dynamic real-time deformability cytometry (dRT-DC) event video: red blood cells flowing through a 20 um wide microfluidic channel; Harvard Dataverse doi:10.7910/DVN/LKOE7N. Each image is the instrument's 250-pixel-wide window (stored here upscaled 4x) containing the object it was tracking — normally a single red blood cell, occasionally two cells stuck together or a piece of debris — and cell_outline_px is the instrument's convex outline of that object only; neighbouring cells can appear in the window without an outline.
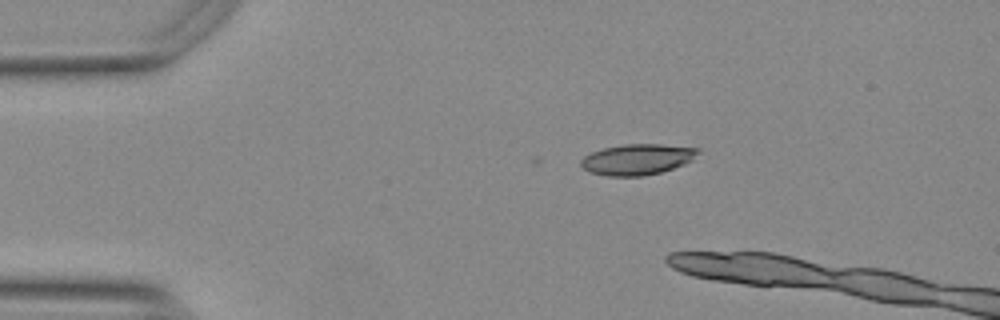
{"species": "Egyptian fruit bat (a non-hibernating species)", "species_latin": "Rousettus aegyptiacus", "temperature_condition": "warm", "stored_images_in_passage": 11, "camera_frame_rate_fps": 3000, "um_per_image_px": 0.085, "animal": {"sex": "female"}, "frame": {"image": 1, "passage_image": 1, "time_ms": 0.0, "image_size_px": [1000, 320], "cell_outline_px": [[700, 152], [692, 160], [684, 164], [660, 172], [644, 176], [608, 176], [592, 172], [584, 168], [580, 164], [580, 160], [584, 156], [592, 152], [604, 148], [624, 144], [660, 144], [700, 148]], "centroid_in_image_um": [54.19, 13.54], "position_along_channel_um": 30.8, "area_um2": 20.92}}
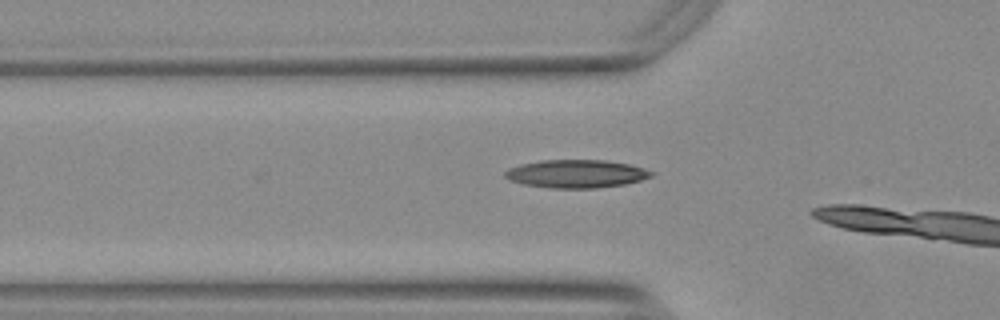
{"frame": {"image": 2, "passage_image": 9, "time_ms": 2.667, "image_size_px": [1000, 320], "cell_outline_px": [[656, 172], [652, 176], [640, 180], [624, 184], [596, 188], [548, 188], [524, 184], [508, 180], [504, 176], [504, 172], [508, 168], [520, 164], [540, 160], [604, 160], [628, 164], [644, 168]], "centroid_in_image_um": [48.95, 14.77], "position_along_channel_um": 76.8, "area_um2": 24.04}}